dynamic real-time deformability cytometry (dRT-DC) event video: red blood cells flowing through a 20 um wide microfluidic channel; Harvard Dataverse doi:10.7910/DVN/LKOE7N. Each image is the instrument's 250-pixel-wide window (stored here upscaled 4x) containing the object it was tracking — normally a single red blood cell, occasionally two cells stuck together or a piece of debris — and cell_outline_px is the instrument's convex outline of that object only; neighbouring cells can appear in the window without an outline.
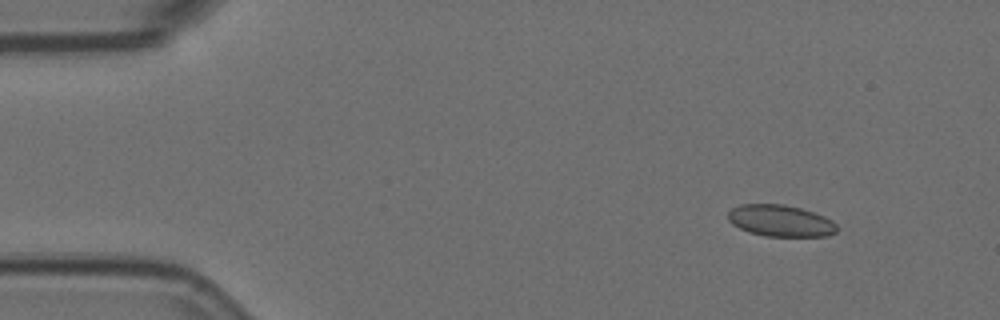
{"species": "Egyptian fruit bat (a non-hibernating species)", "species_latin": "Rousettus aegyptiacus", "temperature_condition": "room temperature", "stored_images_in_passage": 3, "camera_frame_rate_fps": 3000, "um_per_image_px": 0.085, "animal": {"sex": "female"}, "frame": {"image": 1, "passage_image": 1, "time_ms": 0.0, "image_size_px": [1000, 320], "cell_outline_px": [[836, 232], [828, 236], [764, 236], [748, 232], [732, 224], [728, 220], [728, 212], [732, 208], [740, 204], [784, 204], [800, 208], [824, 216], [832, 220], [836, 224]], "centroid_in_image_um": [66.32, 18.76], "position_along_channel_um": 18.7, "area_um2": 20.06}}
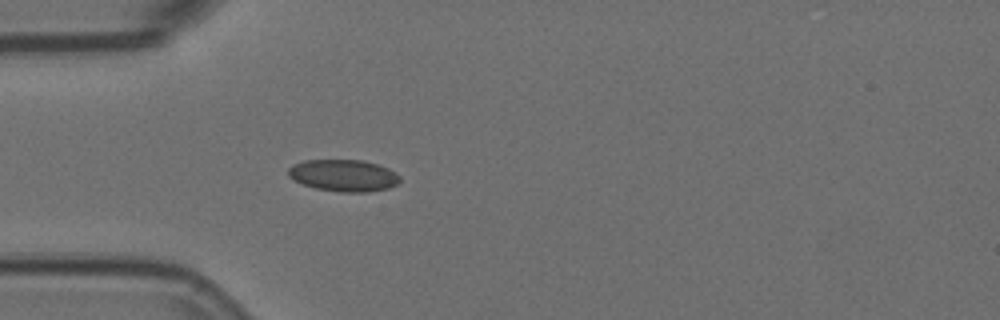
{"frame": {"image": 2, "passage_image": 3, "time_ms": 0.667, "image_size_px": [1000, 320], "cell_outline_px": [[400, 180], [396, 184], [388, 188], [368, 192], [340, 192], [316, 188], [292, 180], [288, 176], [288, 168], [292, 164], [304, 160], [364, 160], [388, 168], [396, 172], [400, 176]], "centroid_in_image_um": [29.19, 14.91], "position_along_channel_um": 55.8, "area_um2": 20.81}}